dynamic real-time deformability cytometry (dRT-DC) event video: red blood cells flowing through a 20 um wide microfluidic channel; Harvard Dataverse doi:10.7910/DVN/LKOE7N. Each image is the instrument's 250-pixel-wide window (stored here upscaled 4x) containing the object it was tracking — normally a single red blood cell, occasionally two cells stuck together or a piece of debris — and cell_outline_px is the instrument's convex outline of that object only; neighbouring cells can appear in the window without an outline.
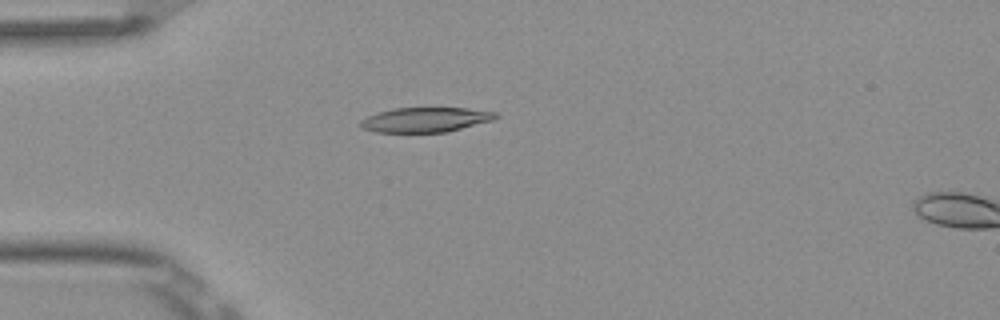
{"species": "Egyptian fruit bat (a non-hibernating species)", "species_latin": "Rousettus aegyptiacus", "temperature_condition": "room temperature", "stored_images_in_passage": 5, "camera_frame_rate_fps": 3000, "um_per_image_px": 0.085, "frame": {"image": 1, "passage_image": 4, "time_ms": 1.0, "image_size_px": [1000, 320], "cell_outline_px": [[500, 116], [492, 120], [444, 132], [376, 132], [360, 128], [356, 124], [360, 120], [376, 112], [392, 108], [468, 108], [496, 112]], "centroid_in_image_um": [36.08, 10.17], "position_along_channel_um": 48.9, "area_um2": 19.54}}